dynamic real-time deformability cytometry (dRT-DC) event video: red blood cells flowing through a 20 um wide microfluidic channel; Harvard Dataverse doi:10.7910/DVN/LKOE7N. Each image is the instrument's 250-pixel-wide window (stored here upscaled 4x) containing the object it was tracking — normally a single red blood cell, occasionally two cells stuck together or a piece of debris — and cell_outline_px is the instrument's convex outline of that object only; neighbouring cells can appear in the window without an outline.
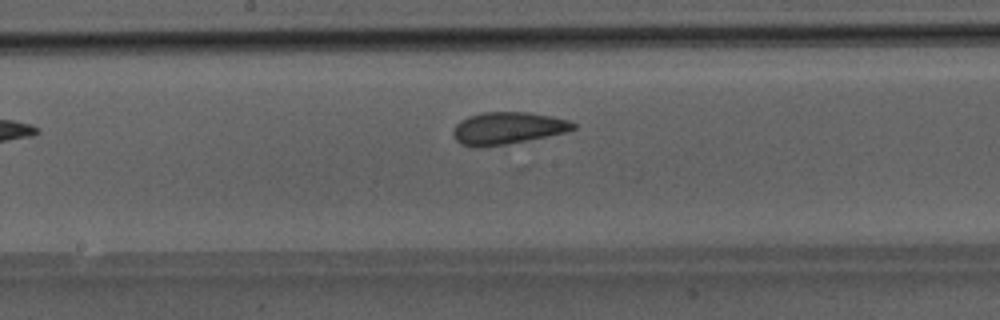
{"species": "Egyptian fruit bat (a non-hibernating species)", "species_latin": "Rousettus aegyptiacus", "temperature_condition": "room temperature", "stored_images_in_passage": 25, "camera_frame_rate_fps": 3000, "um_per_image_px": 0.085, "animal": {"sex": "male"}, "frame": {"image": 1, "passage_image": 11, "time_ms": 3.333, "image_size_px": [1000, 320], "cell_outline_px": [[576, 128], [564, 132], [528, 140], [504, 144], [472, 148], [460, 144], [452, 136], [452, 128], [460, 120], [468, 116], [484, 112], [528, 112], [552, 116], [568, 120], [576, 124]], "centroid_in_image_um": [43.08, 10.89], "position_along_channel_um": 205.1, "area_um2": 22.54}}